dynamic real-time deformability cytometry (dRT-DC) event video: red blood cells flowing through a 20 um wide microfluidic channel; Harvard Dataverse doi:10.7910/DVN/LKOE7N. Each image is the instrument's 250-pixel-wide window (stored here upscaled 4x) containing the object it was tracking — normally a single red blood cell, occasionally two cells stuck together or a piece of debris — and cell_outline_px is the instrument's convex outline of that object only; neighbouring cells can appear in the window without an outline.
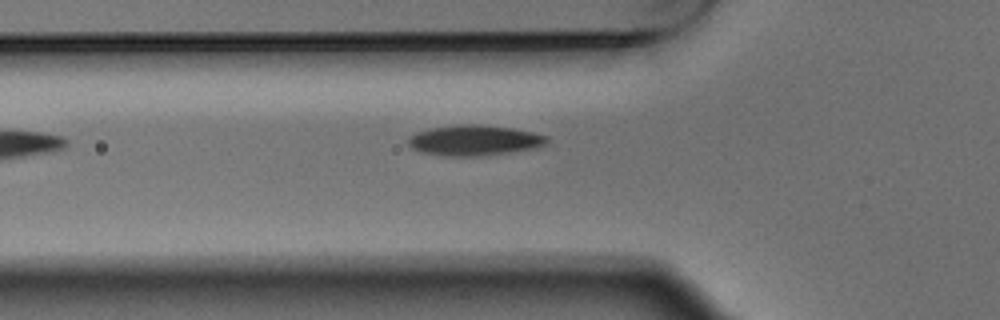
{"species": "Egyptian fruit bat (a non-hibernating species)", "species_latin": "Rousettus aegyptiacus", "temperature_condition": "warm", "stored_images_in_passage": 4, "camera_frame_rate_fps": 3000, "um_per_image_px": 0.085, "animal": {"sex": "male"}, "frame": {"image": 1, "passage_image": 4, "time_ms": 1.0, "image_size_px": [1000, 320], "cell_outline_px": [[548, 140], [544, 144], [536, 148], [480, 156], [444, 156], [420, 152], [412, 148], [408, 144], [408, 136], [416, 132], [432, 128], [464, 124], [476, 124], [512, 128], [532, 132], [548, 136]], "centroid_in_image_um": [40.29, 11.93], "position_along_channel_um": 85.5, "area_um2": 24.51}}